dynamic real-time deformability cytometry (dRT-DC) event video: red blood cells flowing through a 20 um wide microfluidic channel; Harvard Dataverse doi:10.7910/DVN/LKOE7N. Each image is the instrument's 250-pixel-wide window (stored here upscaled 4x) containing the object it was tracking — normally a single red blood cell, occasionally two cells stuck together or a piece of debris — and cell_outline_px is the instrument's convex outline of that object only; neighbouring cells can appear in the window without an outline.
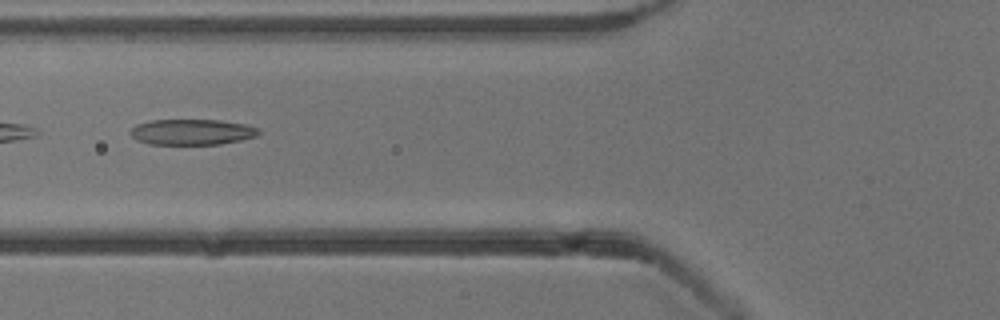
{"species": "common noctule bat (a hibernating species)", "species_latin": "Nyctalus noctula", "temperature_condition": "cold", "stored_images_in_passage": 6, "camera_frame_rate_fps": 3000, "um_per_image_px": 0.085, "animal": {"sex": "male", "body_mass_g": 13.3}, "frame": {"image": 1, "passage_image": 6, "time_ms": 5.667, "image_size_px": [1000, 320], "cell_outline_px": [[260, 132], [256, 136], [240, 140], [220, 144], [148, 144], [136, 140], [128, 132], [136, 124], [152, 120], [220, 120], [244, 124], [260, 128]], "centroid_in_image_um": [16.3, 11.22], "position_along_channel_um": 109.5, "area_um2": 19.25}}